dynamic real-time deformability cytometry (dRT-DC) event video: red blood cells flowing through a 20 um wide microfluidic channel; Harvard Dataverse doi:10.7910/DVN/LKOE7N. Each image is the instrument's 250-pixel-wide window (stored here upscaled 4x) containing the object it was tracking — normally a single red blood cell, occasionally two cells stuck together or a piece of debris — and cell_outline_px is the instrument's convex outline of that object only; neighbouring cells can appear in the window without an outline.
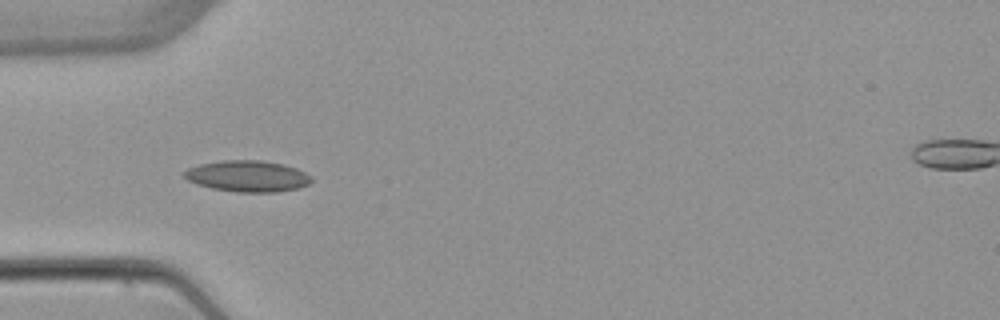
{"species": "common noctule bat (a hibernating species)", "species_latin": "Nyctalus noctula", "temperature_condition": "warm", "stored_images_in_passage": 7, "camera_frame_rate_fps": 3000, "um_per_image_px": 0.085, "animal": {"sex": "female", "body_mass_g": 22.7, "forearm_length_mm": 54.2}, "frame": {"image": 1, "passage_image": 5, "time_ms": 5.0, "image_size_px": [1000, 320], "cell_outline_px": [[312, 180], [308, 184], [296, 188], [276, 192], [236, 192], [212, 188], [196, 184], [188, 180], [184, 176], [184, 172], [188, 168], [200, 164], [224, 160], [260, 160], [284, 164], [296, 168], [312, 176]], "centroid_in_image_um": [21.04, 14.97], "position_along_channel_um": 64.0, "area_um2": 23.06}}
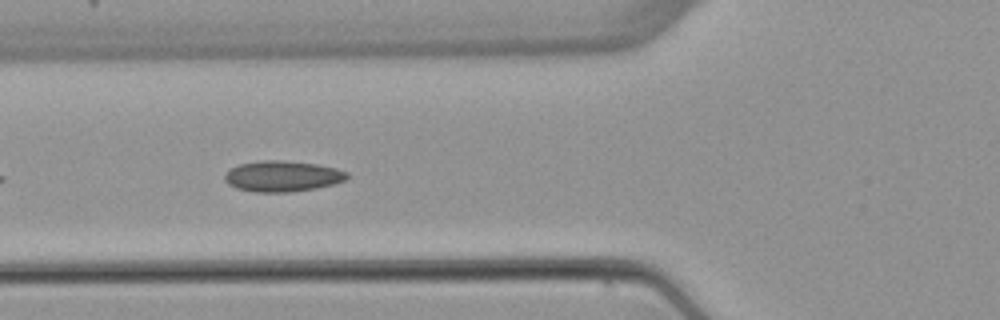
{"frame": {"image": 2, "passage_image": 6, "time_ms": 6.0, "image_size_px": [1000, 320], "cell_outline_px": [[348, 176], [344, 180], [332, 184], [316, 188], [292, 192], [256, 192], [236, 188], [228, 184], [224, 180], [224, 176], [232, 168], [240, 164], [264, 160], [284, 160], [316, 164], [336, 168], [348, 172]], "centroid_in_image_um": [24.01, 14.98], "position_along_channel_um": 101.8, "area_um2": 21.85}}
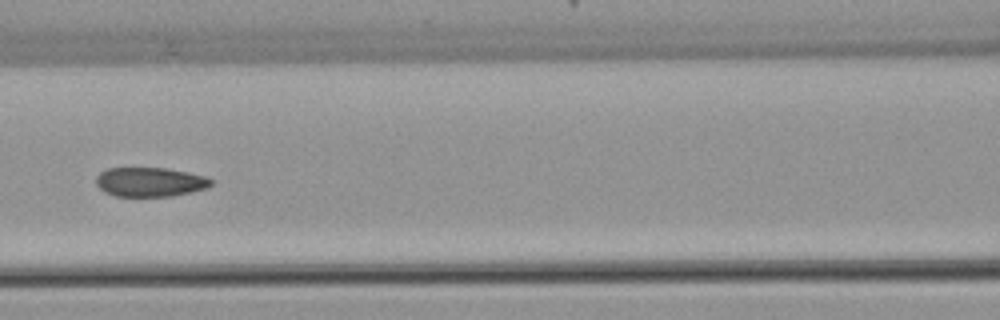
{"frame": {"image": 3, "passage_image": 7, "time_ms": 7.333, "image_size_px": [1000, 320], "cell_outline_px": [[212, 184], [208, 188], [172, 196], [116, 196], [104, 192], [96, 184], [96, 176], [100, 172], [108, 168], [168, 168], [208, 176], [212, 180]], "centroid_in_image_um": [12.77, 15.46], "position_along_channel_um": 153.8, "area_um2": 19.77}}